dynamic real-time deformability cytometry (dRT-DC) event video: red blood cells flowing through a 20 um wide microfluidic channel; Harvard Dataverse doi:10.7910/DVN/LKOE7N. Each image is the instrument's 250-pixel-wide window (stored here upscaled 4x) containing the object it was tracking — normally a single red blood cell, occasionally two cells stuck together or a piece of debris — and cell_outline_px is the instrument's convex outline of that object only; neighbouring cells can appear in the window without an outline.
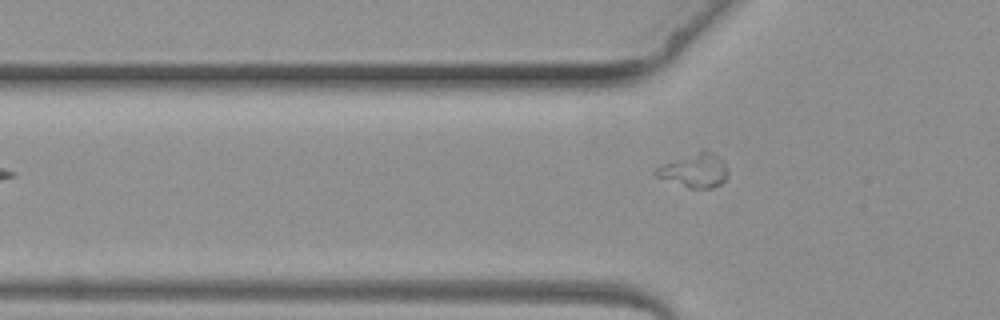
{"species": "common noctule bat (a hibernating species)", "species_latin": "Nyctalus noctula", "temperature_condition": "warm", "stored_images_in_passage": 4, "camera_frame_rate_fps": 3000, "um_per_image_px": 0.085, "animal": {"sex": "female", "body_mass_g": 19.3, "forearm_length_mm": 54.1}, "frame": {"image": 1, "passage_image": 4, "time_ms": 3.667, "image_size_px": [1000, 320], "cell_outline_px": [[728, 176], [720, 184], [712, 188], [688, 188], [656, 176], [652, 172], [656, 168], [664, 164], [704, 148], [712, 152], [728, 168]], "centroid_in_image_um": [59.04, 14.49], "position_along_channel_um": 66.8, "area_um2": 14.1}}